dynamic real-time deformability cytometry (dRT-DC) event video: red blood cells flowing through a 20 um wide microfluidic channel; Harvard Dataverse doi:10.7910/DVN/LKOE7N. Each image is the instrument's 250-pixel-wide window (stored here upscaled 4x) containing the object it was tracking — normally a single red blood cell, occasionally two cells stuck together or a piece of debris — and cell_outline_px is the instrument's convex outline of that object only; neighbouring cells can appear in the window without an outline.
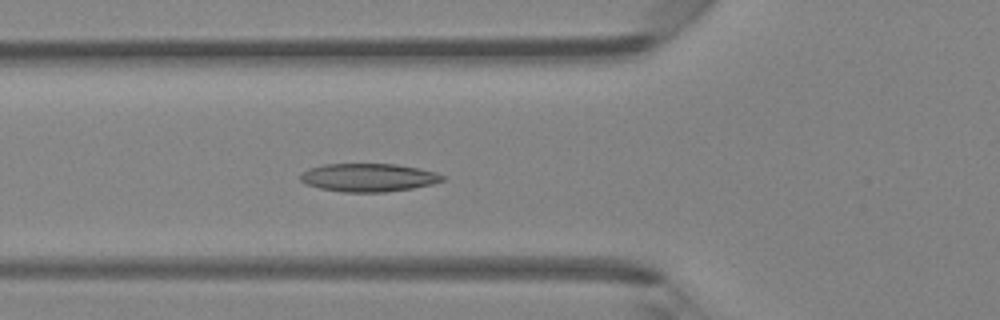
{"species": "Egyptian fruit bat (a non-hibernating species)", "species_latin": "Rousettus aegyptiacus", "temperature_condition": "room temperature", "stored_images_in_passage": 41, "camera_frame_rate_fps": 3000, "um_per_image_px": 0.085, "animal": {"sex": "female"}, "frame": {"image": 1, "passage_image": 11, "time_ms": 3.333, "image_size_px": [1000, 320], "cell_outline_px": [[448, 176], [444, 180], [432, 184], [412, 188], [384, 192], [344, 192], [320, 188], [304, 184], [300, 180], [300, 172], [308, 168], [324, 164], [396, 164], [420, 168], [436, 172]], "centroid_in_image_um": [31.32, 15.08], "position_along_channel_um": 94.5, "area_um2": 23.58}}
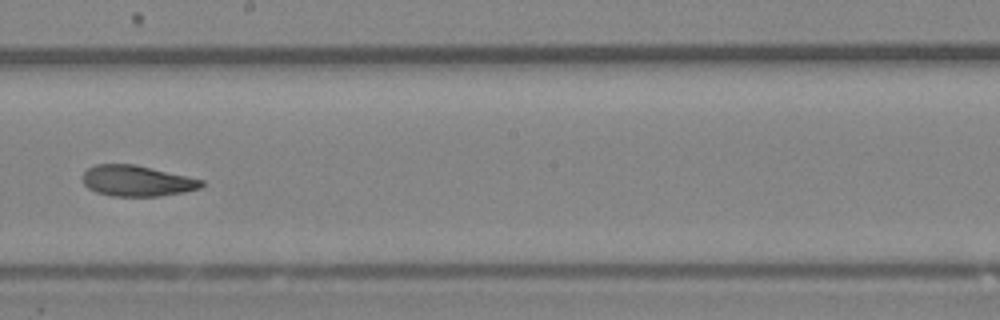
{"frame": {"image": 2, "passage_image": 21, "time_ms": 6.667, "image_size_px": [1000, 320], "cell_outline_px": [[204, 184], [200, 188], [184, 192], [160, 196], [112, 196], [96, 192], [88, 188], [84, 184], [84, 172], [88, 168], [96, 164], [136, 164], [188, 176], [204, 180]], "centroid_in_image_um": [11.66, 15.37], "position_along_channel_um": 236.5, "area_um2": 21.39}}
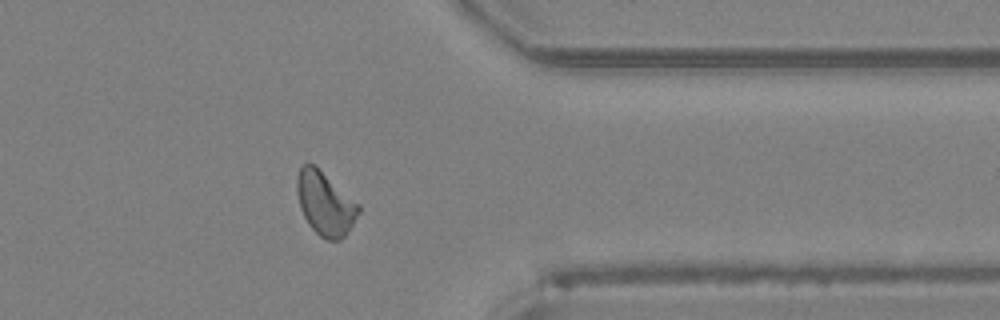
{"frame": {"image": 3, "passage_image": 32, "time_ms": 10.333, "image_size_px": [1000, 320], "cell_outline_px": [[360, 212], [344, 236], [340, 240], [324, 240], [308, 224], [300, 208], [296, 192], [296, 180], [300, 168], [304, 164], [316, 164], [360, 204]], "centroid_in_image_um": [27.63, 17.27], "position_along_channel_um": 383.8, "area_um2": 23.06}, "authors_computed_cell_mechanics": {"area_um2": 22.0796, "velocity_mm_per_s": 4.2676, "shape_relaxation_time_tau1_ms": 9.2463, "shape_relaxation_time_tau2_ms": 3.0514, "deformation_change_tau1": 0.2301, "deformation_change_tau2": 0.091}}